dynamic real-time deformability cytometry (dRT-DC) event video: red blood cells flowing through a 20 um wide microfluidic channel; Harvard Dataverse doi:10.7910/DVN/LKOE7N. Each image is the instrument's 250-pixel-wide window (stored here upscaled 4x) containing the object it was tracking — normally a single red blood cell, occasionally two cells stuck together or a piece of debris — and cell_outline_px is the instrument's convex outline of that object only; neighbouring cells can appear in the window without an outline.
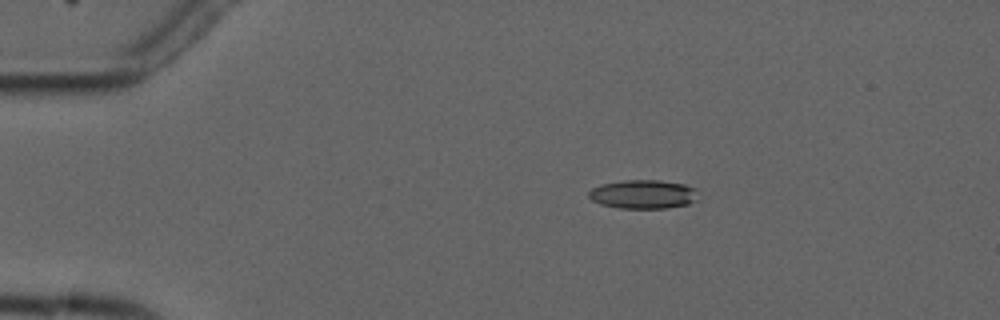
{"species": "common noctule bat (a hibernating species)", "species_latin": "Nyctalus noctula", "temperature_condition": "cold", "stored_images_in_passage": 9, "camera_frame_rate_fps": 3000, "um_per_image_px": 0.085, "animal": {"sex": "male", "forearm_length_mm": 52.5}, "frame": {"image": 1, "passage_image": 3, "time_ms": 2.333, "image_size_px": [1000, 320], "cell_outline_px": [[696, 200], [688, 204], [668, 208], [620, 208], [600, 204], [592, 200], [588, 196], [588, 192], [592, 188], [600, 184], [624, 180], [660, 180], [684, 184], [696, 188]], "centroid_in_image_um": [54.65, 16.51], "position_along_channel_um": 30.3, "area_um2": 18.44}}
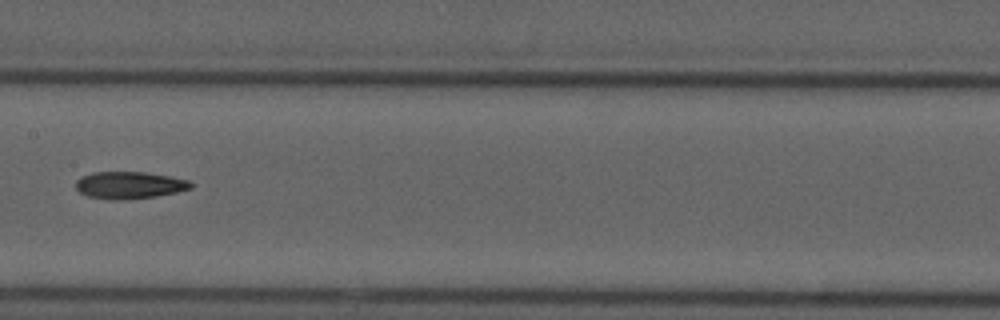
{"frame": {"image": 2, "passage_image": 8, "time_ms": 8.333, "image_size_px": [1000, 320], "cell_outline_px": [[192, 188], [176, 192], [156, 196], [124, 200], [108, 200], [88, 196], [80, 192], [76, 188], [76, 180], [80, 176], [92, 172], [144, 172], [168, 176], [188, 180], [192, 184]], "centroid_in_image_um": [10.95, 15.74], "position_along_channel_um": 196.4, "area_um2": 18.21}}
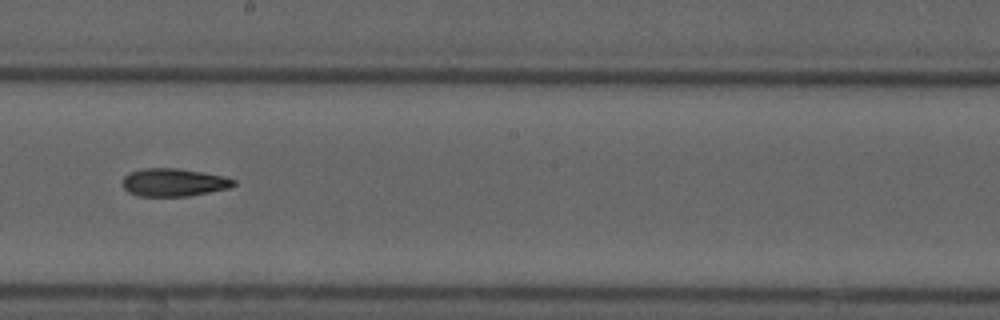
{"frame": {"image": 3, "passage_image": 9, "time_ms": 9.333, "image_size_px": [1000, 320], "cell_outline_px": [[236, 184], [228, 188], [188, 196], [136, 196], [128, 192], [124, 188], [124, 176], [132, 172], [144, 168], [176, 168], [204, 172], [224, 176], [236, 180]], "centroid_in_image_um": [14.78, 15.5], "position_along_channel_um": 233.4, "area_um2": 17.98}}